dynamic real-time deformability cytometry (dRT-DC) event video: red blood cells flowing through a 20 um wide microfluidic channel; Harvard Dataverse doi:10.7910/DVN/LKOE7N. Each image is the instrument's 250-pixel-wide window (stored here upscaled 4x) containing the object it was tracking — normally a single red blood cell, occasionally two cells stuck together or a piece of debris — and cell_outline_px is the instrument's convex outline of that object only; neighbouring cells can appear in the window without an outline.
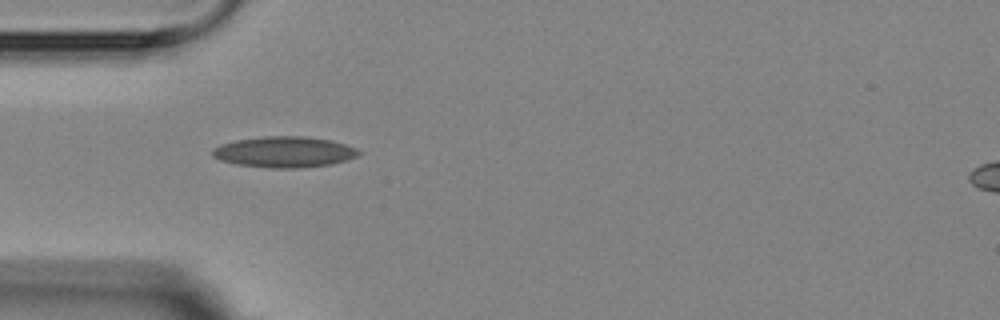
{"species": "Egyptian fruit bat (a non-hibernating species)", "species_latin": "Rousettus aegyptiacus", "temperature_condition": "room temperature", "stored_images_in_passage": 6, "camera_frame_rate_fps": 3000, "um_per_image_px": 0.085, "animal": {"sex": "female"}, "frame": {"image": 1, "passage_image": 1, "time_ms": 0.0, "image_size_px": [1000, 320], "cell_outline_px": [[360, 152], [356, 156], [332, 164], [296, 168], [268, 168], [236, 164], [220, 160], [212, 156], [212, 148], [220, 144], [236, 140], [264, 136], [304, 136], [332, 140], [356, 148]], "centroid_in_image_um": [24.12, 12.91], "position_along_channel_um": 60.9, "area_um2": 26.3}}
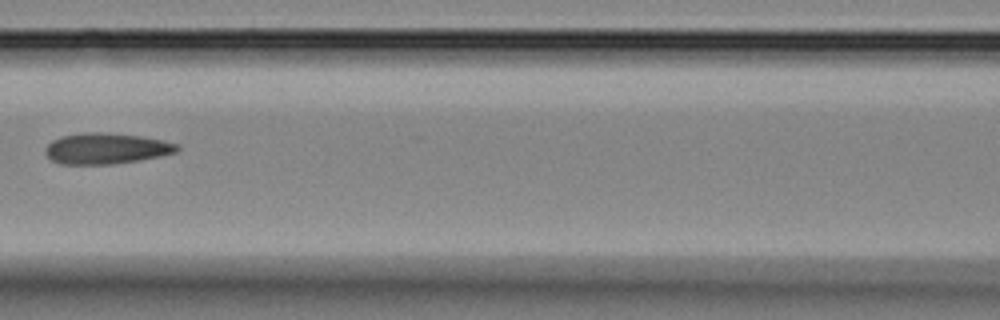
{"frame": {"image": 2, "passage_image": 3, "time_ms": 2.667, "image_size_px": [1000, 320], "cell_outline_px": [[180, 148], [176, 152], [160, 156], [112, 164], [60, 164], [52, 160], [44, 152], [44, 148], [52, 140], [60, 136], [80, 132], [104, 132], [140, 136], [164, 140], [180, 144]], "centroid_in_image_um": [9.01, 12.61], "position_along_channel_um": 157.6, "area_um2": 23.87}}
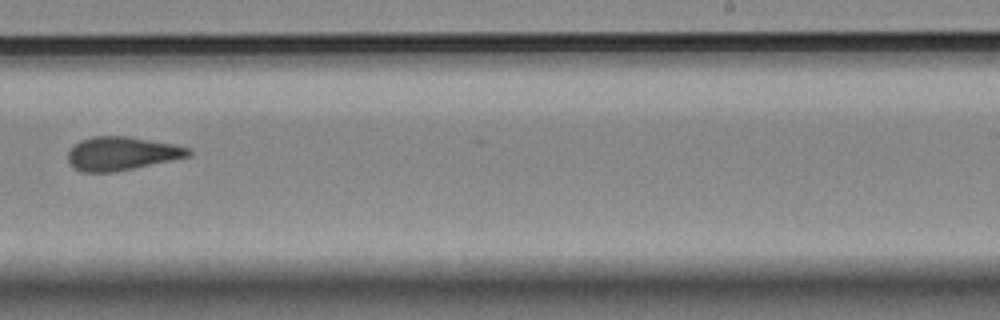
{"frame": {"image": 3, "passage_image": 6, "time_ms": 6.0, "image_size_px": [1000, 320], "cell_outline_px": [[192, 156], [116, 172], [84, 172], [76, 168], [68, 160], [68, 152], [80, 140], [96, 136], [128, 136], [176, 144], [188, 148], [192, 152]], "centroid_in_image_um": [10.4, 13.05], "position_along_channel_um": 278.6, "area_um2": 23.52}}